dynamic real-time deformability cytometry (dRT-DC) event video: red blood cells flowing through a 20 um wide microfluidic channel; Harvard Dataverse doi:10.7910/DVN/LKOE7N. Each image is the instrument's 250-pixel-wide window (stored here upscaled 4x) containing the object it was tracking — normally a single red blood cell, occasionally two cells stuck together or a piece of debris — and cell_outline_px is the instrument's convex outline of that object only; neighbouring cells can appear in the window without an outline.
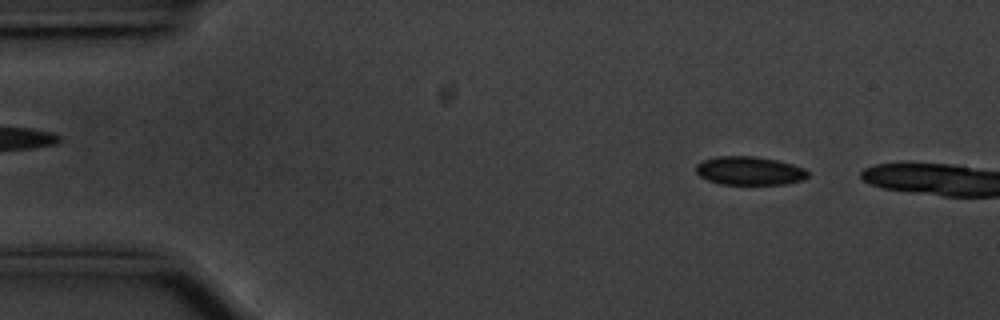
{"species": "common noctule bat (a hibernating species)", "species_latin": "Nyctalus noctula", "temperature_condition": "cold", "stored_images_in_passage": 7, "camera_frame_rate_fps": 3000, "um_per_image_px": 0.085, "animal": {"sex": "male", "body_mass_g": 20.1, "forearm_length_mm": 53.5}, "frame": {"image": 1, "passage_image": 4, "time_ms": 1.0, "image_size_px": [1000, 320], "cell_outline_px": [[808, 176], [804, 180], [784, 184], [720, 184], [708, 180], [700, 176], [696, 172], [696, 164], [704, 160], [720, 156], [756, 156], [776, 160], [792, 164], [804, 168], [808, 172]], "centroid_in_image_um": [63.71, 14.52], "position_along_channel_um": 21.3, "area_um2": 18.55}}